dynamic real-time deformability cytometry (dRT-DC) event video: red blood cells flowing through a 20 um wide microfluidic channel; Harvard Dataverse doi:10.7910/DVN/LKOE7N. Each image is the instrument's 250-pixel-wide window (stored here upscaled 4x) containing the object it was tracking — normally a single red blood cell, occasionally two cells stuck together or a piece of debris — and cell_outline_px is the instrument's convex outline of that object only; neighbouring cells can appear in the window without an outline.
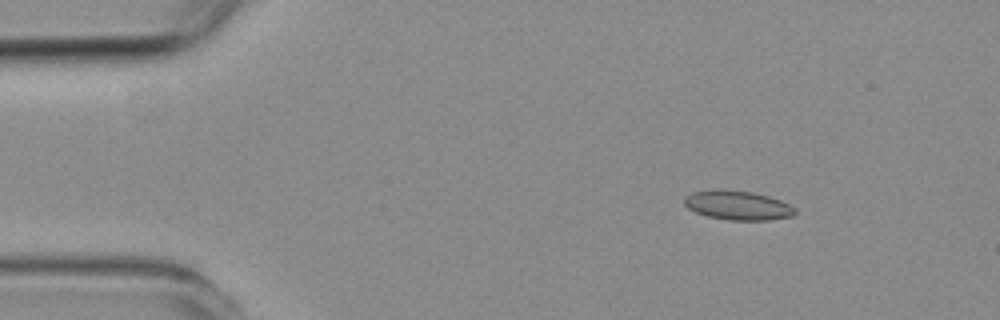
{"species": "common noctule bat (a hibernating species)", "species_latin": "Nyctalus noctula", "temperature_condition": "room temperature", "stored_images_in_passage": 4, "camera_frame_rate_fps": 3000, "um_per_image_px": 0.085, "animal": {"sex": "female", "body_mass_g": 19.3, "forearm_length_mm": 54.1}, "frame": {"image": 1, "passage_image": 2, "time_ms": 1.0, "image_size_px": [1000, 320], "cell_outline_px": [[796, 212], [792, 216], [768, 220], [728, 220], [708, 216], [696, 212], [688, 208], [684, 204], [684, 196], [692, 192], [712, 188], [724, 188], [752, 192], [768, 196], [780, 200], [796, 208]], "centroid_in_image_um": [62.67, 17.43], "position_along_channel_um": 22.3, "area_um2": 19.13}}